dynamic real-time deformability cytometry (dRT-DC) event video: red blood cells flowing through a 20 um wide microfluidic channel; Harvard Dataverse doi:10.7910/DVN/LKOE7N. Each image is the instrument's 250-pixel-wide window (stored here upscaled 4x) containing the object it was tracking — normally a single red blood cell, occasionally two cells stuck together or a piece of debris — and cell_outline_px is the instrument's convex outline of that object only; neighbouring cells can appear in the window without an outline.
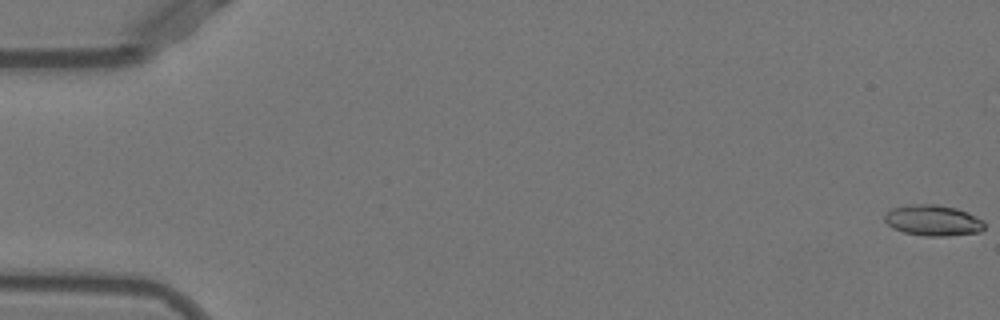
{"species": "Egyptian fruit bat (a non-hibernating species)", "species_latin": "Rousettus aegyptiacus", "temperature_condition": "warm", "stored_images_in_passage": 49, "camera_frame_rate_fps": 3000, "um_per_image_px": 0.085, "animal": {"sex": "female"}, "frame": {"image": 1, "passage_image": 1, "time_ms": 0.0, "image_size_px": [1000, 320], "cell_outline_px": [[984, 228], [980, 232], [948, 236], [924, 236], [904, 232], [892, 228], [884, 220], [884, 216], [892, 208], [912, 204], [936, 204], [956, 208], [968, 212], [984, 220]], "centroid_in_image_um": [79.33, 18.73], "position_along_channel_um": 5.7, "area_um2": 18.03}}
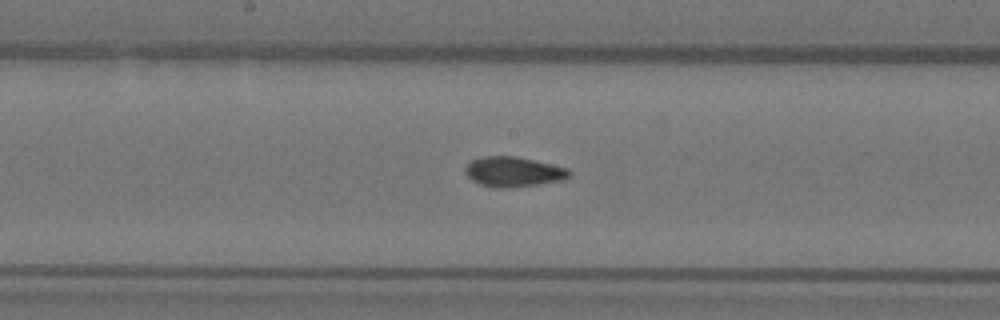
{"frame": {"image": 2, "passage_image": 28, "time_ms": 9.0, "image_size_px": [1000, 320], "cell_outline_px": [[572, 176], [564, 180], [536, 184], [504, 188], [496, 188], [480, 184], [472, 180], [464, 172], [464, 168], [472, 160], [480, 156], [516, 156], [568, 168], [572, 172]], "centroid_in_image_um": [43.65, 14.59], "position_along_channel_um": 204.6, "area_um2": 18.21}}
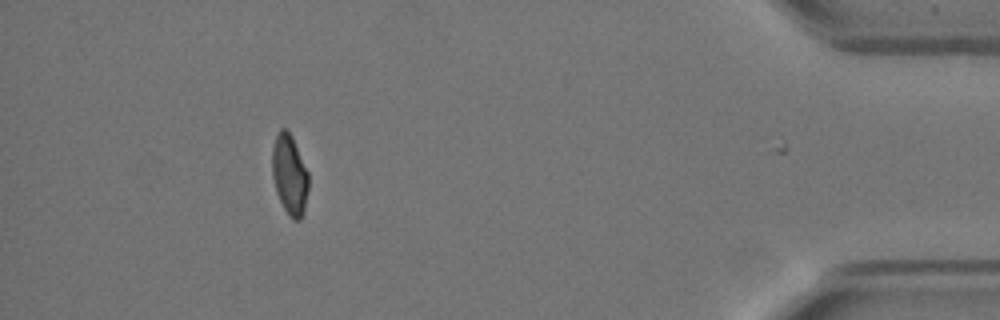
{"frame": {"image": 3, "passage_image": 48, "time_ms": 15.667, "image_size_px": [1000, 320], "cell_outline_px": [[308, 188], [304, 212], [300, 220], [292, 220], [288, 216], [276, 192], [272, 176], [272, 148], [276, 136], [280, 128], [284, 128], [292, 136], [308, 172]], "centroid_in_image_um": [24.61, 14.87], "position_along_channel_um": 410.6, "area_um2": 16.99}, "authors_computed_cell_mechanics": {"area_um2": 17.8602, "velocity_mm_per_s": 3.9525, "shape_relaxation_time_tau1_ms": null, "shape_relaxation_time_tau2_ms": 1.3724, "deformation_change_tau1": null, "deformation_change_tau2": 0.0507}}